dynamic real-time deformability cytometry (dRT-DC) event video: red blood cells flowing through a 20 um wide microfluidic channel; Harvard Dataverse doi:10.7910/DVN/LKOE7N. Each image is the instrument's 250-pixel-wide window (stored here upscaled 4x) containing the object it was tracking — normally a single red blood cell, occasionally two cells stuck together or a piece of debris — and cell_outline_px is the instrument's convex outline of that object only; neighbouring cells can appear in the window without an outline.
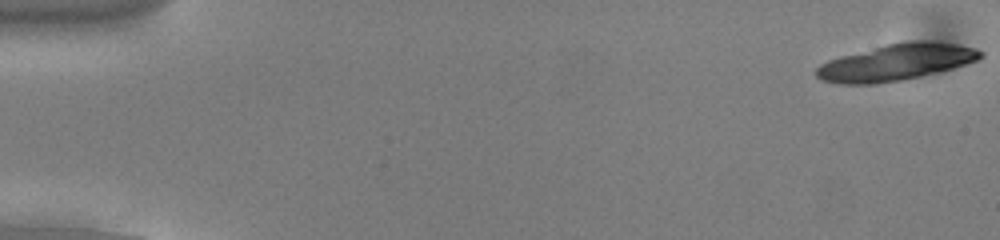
{"species": "common noctule bat (a hibernating species)", "species_latin": "Nyctalus noctula", "temperature_condition": "cold", "stored_images_in_passage": 11, "camera_frame_rate_fps": 3000, "um_per_image_px": 0.085, "animal": {"sex": "male", "body_mass_g": 13.0, "forearm_length_mm": 53.1}, "frame": {"image": 1, "passage_image": 1, "time_ms": 0.0, "image_size_px": [1000, 240], "cell_outline_px": [[984, 56], [976, 60], [952, 68], [920, 76], [900, 80], [876, 84], [836, 84], [820, 80], [816, 76], [816, 68], [820, 64], [828, 60], [840, 56], [888, 44], [908, 40], [928, 40], [956, 44], [976, 48], [984, 52]], "centroid_in_image_um": [76.15, 5.29], "position_along_channel_um": 8.9, "area_um2": 34.85}}